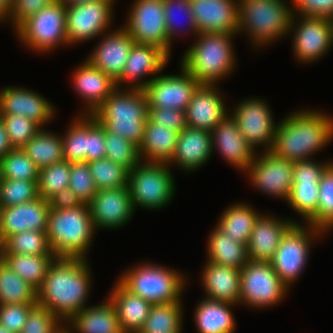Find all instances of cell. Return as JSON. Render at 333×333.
<instances>
[{"mask_svg": "<svg viewBox=\"0 0 333 333\" xmlns=\"http://www.w3.org/2000/svg\"><path fill=\"white\" fill-rule=\"evenodd\" d=\"M21 149L39 169L64 160L62 136L45 129L39 130Z\"/></svg>", "mask_w": 333, "mask_h": 333, "instance_id": "74e56055", "label": "cell"}, {"mask_svg": "<svg viewBox=\"0 0 333 333\" xmlns=\"http://www.w3.org/2000/svg\"><path fill=\"white\" fill-rule=\"evenodd\" d=\"M217 89L215 85L198 86L185 111L188 127L211 132L228 115Z\"/></svg>", "mask_w": 333, "mask_h": 333, "instance_id": "484cf974", "label": "cell"}, {"mask_svg": "<svg viewBox=\"0 0 333 333\" xmlns=\"http://www.w3.org/2000/svg\"><path fill=\"white\" fill-rule=\"evenodd\" d=\"M209 262L241 269L249 262L246 244L237 242L217 227L211 232L207 248Z\"/></svg>", "mask_w": 333, "mask_h": 333, "instance_id": "e575fe53", "label": "cell"}, {"mask_svg": "<svg viewBox=\"0 0 333 333\" xmlns=\"http://www.w3.org/2000/svg\"><path fill=\"white\" fill-rule=\"evenodd\" d=\"M234 33H199L197 42L185 52L183 66L200 84L217 85L235 67L231 39Z\"/></svg>", "mask_w": 333, "mask_h": 333, "instance_id": "277c9868", "label": "cell"}, {"mask_svg": "<svg viewBox=\"0 0 333 333\" xmlns=\"http://www.w3.org/2000/svg\"><path fill=\"white\" fill-rule=\"evenodd\" d=\"M95 228L87 204L49 211L47 237L56 258H86Z\"/></svg>", "mask_w": 333, "mask_h": 333, "instance_id": "5b68a950", "label": "cell"}, {"mask_svg": "<svg viewBox=\"0 0 333 333\" xmlns=\"http://www.w3.org/2000/svg\"><path fill=\"white\" fill-rule=\"evenodd\" d=\"M105 154V129L92 115H88L87 163L104 158Z\"/></svg>", "mask_w": 333, "mask_h": 333, "instance_id": "9f6ffc18", "label": "cell"}, {"mask_svg": "<svg viewBox=\"0 0 333 333\" xmlns=\"http://www.w3.org/2000/svg\"><path fill=\"white\" fill-rule=\"evenodd\" d=\"M4 121L10 143L13 148H22L41 127L26 117L11 114H0Z\"/></svg>", "mask_w": 333, "mask_h": 333, "instance_id": "681fc988", "label": "cell"}, {"mask_svg": "<svg viewBox=\"0 0 333 333\" xmlns=\"http://www.w3.org/2000/svg\"><path fill=\"white\" fill-rule=\"evenodd\" d=\"M231 116L235 119L238 129L254 149L263 145L270 151L273 146L276 125L273 116L264 100L248 99L239 103ZM266 145V146H265Z\"/></svg>", "mask_w": 333, "mask_h": 333, "instance_id": "e0dca14e", "label": "cell"}, {"mask_svg": "<svg viewBox=\"0 0 333 333\" xmlns=\"http://www.w3.org/2000/svg\"><path fill=\"white\" fill-rule=\"evenodd\" d=\"M95 230L97 228H118L133 216L128 186L97 190L88 204Z\"/></svg>", "mask_w": 333, "mask_h": 333, "instance_id": "d6986e66", "label": "cell"}, {"mask_svg": "<svg viewBox=\"0 0 333 333\" xmlns=\"http://www.w3.org/2000/svg\"><path fill=\"white\" fill-rule=\"evenodd\" d=\"M260 216L255 209L246 204H234L220 216L216 227L235 241L248 244L253 226Z\"/></svg>", "mask_w": 333, "mask_h": 333, "instance_id": "8d00e7d4", "label": "cell"}, {"mask_svg": "<svg viewBox=\"0 0 333 333\" xmlns=\"http://www.w3.org/2000/svg\"><path fill=\"white\" fill-rule=\"evenodd\" d=\"M128 15L124 28L135 43L158 46L170 56L163 0H135Z\"/></svg>", "mask_w": 333, "mask_h": 333, "instance_id": "4fadbf2b", "label": "cell"}, {"mask_svg": "<svg viewBox=\"0 0 333 333\" xmlns=\"http://www.w3.org/2000/svg\"><path fill=\"white\" fill-rule=\"evenodd\" d=\"M51 210L74 208L82 203L77 195L68 187L54 194L48 199Z\"/></svg>", "mask_w": 333, "mask_h": 333, "instance_id": "91938a15", "label": "cell"}, {"mask_svg": "<svg viewBox=\"0 0 333 333\" xmlns=\"http://www.w3.org/2000/svg\"><path fill=\"white\" fill-rule=\"evenodd\" d=\"M0 333H13V332L9 331L8 329L0 325Z\"/></svg>", "mask_w": 333, "mask_h": 333, "instance_id": "e7e4bbea", "label": "cell"}, {"mask_svg": "<svg viewBox=\"0 0 333 333\" xmlns=\"http://www.w3.org/2000/svg\"><path fill=\"white\" fill-rule=\"evenodd\" d=\"M239 303L265 308L283 300L288 287L274 271L271 262L249 260L241 269Z\"/></svg>", "mask_w": 333, "mask_h": 333, "instance_id": "30bf717a", "label": "cell"}, {"mask_svg": "<svg viewBox=\"0 0 333 333\" xmlns=\"http://www.w3.org/2000/svg\"><path fill=\"white\" fill-rule=\"evenodd\" d=\"M179 75H158L151 78L144 92L149 108H172L186 111L200 83L181 66Z\"/></svg>", "mask_w": 333, "mask_h": 333, "instance_id": "ac0fdd59", "label": "cell"}, {"mask_svg": "<svg viewBox=\"0 0 333 333\" xmlns=\"http://www.w3.org/2000/svg\"><path fill=\"white\" fill-rule=\"evenodd\" d=\"M324 232L309 224L305 228L302 224L295 223L283 236L270 262L274 271L288 288L305 268L311 240L314 239V236H319Z\"/></svg>", "mask_w": 333, "mask_h": 333, "instance_id": "8fae6325", "label": "cell"}, {"mask_svg": "<svg viewBox=\"0 0 333 333\" xmlns=\"http://www.w3.org/2000/svg\"><path fill=\"white\" fill-rule=\"evenodd\" d=\"M69 188L77 195L81 203L88 205L93 200L97 188L87 162L71 163Z\"/></svg>", "mask_w": 333, "mask_h": 333, "instance_id": "816d5d0a", "label": "cell"}, {"mask_svg": "<svg viewBox=\"0 0 333 333\" xmlns=\"http://www.w3.org/2000/svg\"><path fill=\"white\" fill-rule=\"evenodd\" d=\"M97 190L127 186L128 171L106 157L88 162Z\"/></svg>", "mask_w": 333, "mask_h": 333, "instance_id": "7bdbcfd3", "label": "cell"}, {"mask_svg": "<svg viewBox=\"0 0 333 333\" xmlns=\"http://www.w3.org/2000/svg\"><path fill=\"white\" fill-rule=\"evenodd\" d=\"M134 43L129 32L122 26L105 35L87 60L117 82Z\"/></svg>", "mask_w": 333, "mask_h": 333, "instance_id": "603a6c76", "label": "cell"}, {"mask_svg": "<svg viewBox=\"0 0 333 333\" xmlns=\"http://www.w3.org/2000/svg\"><path fill=\"white\" fill-rule=\"evenodd\" d=\"M294 12L301 16L333 19V0H291ZM294 3V4H293ZM296 7V8H295Z\"/></svg>", "mask_w": 333, "mask_h": 333, "instance_id": "680465c9", "label": "cell"}, {"mask_svg": "<svg viewBox=\"0 0 333 333\" xmlns=\"http://www.w3.org/2000/svg\"><path fill=\"white\" fill-rule=\"evenodd\" d=\"M13 0H0V20L7 19L10 15Z\"/></svg>", "mask_w": 333, "mask_h": 333, "instance_id": "6125c7cd", "label": "cell"}, {"mask_svg": "<svg viewBox=\"0 0 333 333\" xmlns=\"http://www.w3.org/2000/svg\"><path fill=\"white\" fill-rule=\"evenodd\" d=\"M317 228L325 233L333 228V161L325 169L319 182Z\"/></svg>", "mask_w": 333, "mask_h": 333, "instance_id": "c3c4849f", "label": "cell"}, {"mask_svg": "<svg viewBox=\"0 0 333 333\" xmlns=\"http://www.w3.org/2000/svg\"><path fill=\"white\" fill-rule=\"evenodd\" d=\"M50 207L41 197L23 204L0 207V244L23 231H47Z\"/></svg>", "mask_w": 333, "mask_h": 333, "instance_id": "ffe728a7", "label": "cell"}, {"mask_svg": "<svg viewBox=\"0 0 333 333\" xmlns=\"http://www.w3.org/2000/svg\"><path fill=\"white\" fill-rule=\"evenodd\" d=\"M295 223L260 214L247 244L249 260L270 262L283 236Z\"/></svg>", "mask_w": 333, "mask_h": 333, "instance_id": "4316f807", "label": "cell"}, {"mask_svg": "<svg viewBox=\"0 0 333 333\" xmlns=\"http://www.w3.org/2000/svg\"><path fill=\"white\" fill-rule=\"evenodd\" d=\"M148 119L157 125H162L181 132L187 127L186 113L180 109L148 108Z\"/></svg>", "mask_w": 333, "mask_h": 333, "instance_id": "11a10c76", "label": "cell"}, {"mask_svg": "<svg viewBox=\"0 0 333 333\" xmlns=\"http://www.w3.org/2000/svg\"><path fill=\"white\" fill-rule=\"evenodd\" d=\"M163 10H164L167 35L170 44L174 35L175 34L181 35L182 31L181 28H178L179 27L178 23H176V19L178 18L177 14L184 15V17L186 18L185 20H187L186 22L188 24L187 30L194 31L195 32L194 35L199 34L195 24L194 15L191 11V5L189 0H163ZM177 28L181 30L179 31Z\"/></svg>", "mask_w": 333, "mask_h": 333, "instance_id": "f907efd6", "label": "cell"}, {"mask_svg": "<svg viewBox=\"0 0 333 333\" xmlns=\"http://www.w3.org/2000/svg\"><path fill=\"white\" fill-rule=\"evenodd\" d=\"M253 185L268 195L287 201L293 184V162L263 151L254 157L247 169Z\"/></svg>", "mask_w": 333, "mask_h": 333, "instance_id": "9a60e30c", "label": "cell"}, {"mask_svg": "<svg viewBox=\"0 0 333 333\" xmlns=\"http://www.w3.org/2000/svg\"><path fill=\"white\" fill-rule=\"evenodd\" d=\"M70 165L67 161L40 169L38 179V194L44 200H48L62 189L69 187Z\"/></svg>", "mask_w": 333, "mask_h": 333, "instance_id": "bcb514c9", "label": "cell"}, {"mask_svg": "<svg viewBox=\"0 0 333 333\" xmlns=\"http://www.w3.org/2000/svg\"><path fill=\"white\" fill-rule=\"evenodd\" d=\"M290 8L283 0H238V33L245 30L253 46L263 47L291 32Z\"/></svg>", "mask_w": 333, "mask_h": 333, "instance_id": "8992f818", "label": "cell"}, {"mask_svg": "<svg viewBox=\"0 0 333 333\" xmlns=\"http://www.w3.org/2000/svg\"><path fill=\"white\" fill-rule=\"evenodd\" d=\"M313 160L293 162V184L286 202L304 217L306 223L317 228L319 182L332 162L322 164Z\"/></svg>", "mask_w": 333, "mask_h": 333, "instance_id": "7c38bea8", "label": "cell"}, {"mask_svg": "<svg viewBox=\"0 0 333 333\" xmlns=\"http://www.w3.org/2000/svg\"><path fill=\"white\" fill-rule=\"evenodd\" d=\"M168 163L140 162L128 172L127 186L131 202L146 209H157L167 206L175 190L174 177Z\"/></svg>", "mask_w": 333, "mask_h": 333, "instance_id": "ba28073f", "label": "cell"}, {"mask_svg": "<svg viewBox=\"0 0 333 333\" xmlns=\"http://www.w3.org/2000/svg\"><path fill=\"white\" fill-rule=\"evenodd\" d=\"M233 304L204 298L195 309L199 333H234L235 320L229 309Z\"/></svg>", "mask_w": 333, "mask_h": 333, "instance_id": "836d02e7", "label": "cell"}, {"mask_svg": "<svg viewBox=\"0 0 333 333\" xmlns=\"http://www.w3.org/2000/svg\"><path fill=\"white\" fill-rule=\"evenodd\" d=\"M54 110L49 101L33 91L7 86L0 92V114L26 117L41 128L54 118Z\"/></svg>", "mask_w": 333, "mask_h": 333, "instance_id": "d4e9b609", "label": "cell"}, {"mask_svg": "<svg viewBox=\"0 0 333 333\" xmlns=\"http://www.w3.org/2000/svg\"><path fill=\"white\" fill-rule=\"evenodd\" d=\"M0 304H37V290L0 259Z\"/></svg>", "mask_w": 333, "mask_h": 333, "instance_id": "f35d334b", "label": "cell"}, {"mask_svg": "<svg viewBox=\"0 0 333 333\" xmlns=\"http://www.w3.org/2000/svg\"><path fill=\"white\" fill-rule=\"evenodd\" d=\"M294 15L290 24V30L294 29L293 33H295L293 36L294 55L302 62H313L325 55L333 46L332 19L301 16L302 20L295 27Z\"/></svg>", "mask_w": 333, "mask_h": 333, "instance_id": "2e32d148", "label": "cell"}, {"mask_svg": "<svg viewBox=\"0 0 333 333\" xmlns=\"http://www.w3.org/2000/svg\"><path fill=\"white\" fill-rule=\"evenodd\" d=\"M118 281L151 304L181 302L185 279L181 273L157 264H143L122 273Z\"/></svg>", "mask_w": 333, "mask_h": 333, "instance_id": "52a82bcc", "label": "cell"}, {"mask_svg": "<svg viewBox=\"0 0 333 333\" xmlns=\"http://www.w3.org/2000/svg\"><path fill=\"white\" fill-rule=\"evenodd\" d=\"M47 307L36 304L20 333H65V326Z\"/></svg>", "mask_w": 333, "mask_h": 333, "instance_id": "f5cc1de1", "label": "cell"}, {"mask_svg": "<svg viewBox=\"0 0 333 333\" xmlns=\"http://www.w3.org/2000/svg\"><path fill=\"white\" fill-rule=\"evenodd\" d=\"M90 278L86 259L55 258L48 267L42 286L37 290V304L47 307L66 324L86 307Z\"/></svg>", "mask_w": 333, "mask_h": 333, "instance_id": "6da1fadb", "label": "cell"}, {"mask_svg": "<svg viewBox=\"0 0 333 333\" xmlns=\"http://www.w3.org/2000/svg\"><path fill=\"white\" fill-rule=\"evenodd\" d=\"M182 310L180 302L152 304L139 333H181Z\"/></svg>", "mask_w": 333, "mask_h": 333, "instance_id": "ab89813d", "label": "cell"}, {"mask_svg": "<svg viewBox=\"0 0 333 333\" xmlns=\"http://www.w3.org/2000/svg\"><path fill=\"white\" fill-rule=\"evenodd\" d=\"M59 1L62 2L66 7H69L76 4H81L83 2L95 1V0H59Z\"/></svg>", "mask_w": 333, "mask_h": 333, "instance_id": "be15d7a7", "label": "cell"}, {"mask_svg": "<svg viewBox=\"0 0 333 333\" xmlns=\"http://www.w3.org/2000/svg\"><path fill=\"white\" fill-rule=\"evenodd\" d=\"M110 292L108 299L115 306L123 332L139 333L152 304L127 290L119 281Z\"/></svg>", "mask_w": 333, "mask_h": 333, "instance_id": "4dcf8cb0", "label": "cell"}, {"mask_svg": "<svg viewBox=\"0 0 333 333\" xmlns=\"http://www.w3.org/2000/svg\"><path fill=\"white\" fill-rule=\"evenodd\" d=\"M14 149L10 143L4 121L0 117V159Z\"/></svg>", "mask_w": 333, "mask_h": 333, "instance_id": "94428289", "label": "cell"}, {"mask_svg": "<svg viewBox=\"0 0 333 333\" xmlns=\"http://www.w3.org/2000/svg\"><path fill=\"white\" fill-rule=\"evenodd\" d=\"M2 175L10 180H38L40 169L21 148H14L2 159Z\"/></svg>", "mask_w": 333, "mask_h": 333, "instance_id": "f6af8a7d", "label": "cell"}, {"mask_svg": "<svg viewBox=\"0 0 333 333\" xmlns=\"http://www.w3.org/2000/svg\"><path fill=\"white\" fill-rule=\"evenodd\" d=\"M105 157L130 172L142 160L139 147L133 142L105 130Z\"/></svg>", "mask_w": 333, "mask_h": 333, "instance_id": "ee69618b", "label": "cell"}, {"mask_svg": "<svg viewBox=\"0 0 333 333\" xmlns=\"http://www.w3.org/2000/svg\"><path fill=\"white\" fill-rule=\"evenodd\" d=\"M333 119L317 111H298L276 125L271 152L295 162L309 160L333 138Z\"/></svg>", "mask_w": 333, "mask_h": 333, "instance_id": "7a4b0ae2", "label": "cell"}, {"mask_svg": "<svg viewBox=\"0 0 333 333\" xmlns=\"http://www.w3.org/2000/svg\"><path fill=\"white\" fill-rule=\"evenodd\" d=\"M21 42L36 52H48L69 44L66 32V6L59 0L23 21L16 29Z\"/></svg>", "mask_w": 333, "mask_h": 333, "instance_id": "9c48e42d", "label": "cell"}, {"mask_svg": "<svg viewBox=\"0 0 333 333\" xmlns=\"http://www.w3.org/2000/svg\"><path fill=\"white\" fill-rule=\"evenodd\" d=\"M36 304H0V325L13 333H20L30 310Z\"/></svg>", "mask_w": 333, "mask_h": 333, "instance_id": "db71d44e", "label": "cell"}, {"mask_svg": "<svg viewBox=\"0 0 333 333\" xmlns=\"http://www.w3.org/2000/svg\"><path fill=\"white\" fill-rule=\"evenodd\" d=\"M3 179V175H2V164H1V159H0V185Z\"/></svg>", "mask_w": 333, "mask_h": 333, "instance_id": "03108f58", "label": "cell"}, {"mask_svg": "<svg viewBox=\"0 0 333 333\" xmlns=\"http://www.w3.org/2000/svg\"><path fill=\"white\" fill-rule=\"evenodd\" d=\"M212 151L211 132L187 126L179 132L175 153L168 165L175 162L182 170L193 171L208 161Z\"/></svg>", "mask_w": 333, "mask_h": 333, "instance_id": "f1b7e54d", "label": "cell"}, {"mask_svg": "<svg viewBox=\"0 0 333 333\" xmlns=\"http://www.w3.org/2000/svg\"><path fill=\"white\" fill-rule=\"evenodd\" d=\"M114 0H95L66 7V32L69 44L102 35L112 20Z\"/></svg>", "mask_w": 333, "mask_h": 333, "instance_id": "5bb4252c", "label": "cell"}, {"mask_svg": "<svg viewBox=\"0 0 333 333\" xmlns=\"http://www.w3.org/2000/svg\"><path fill=\"white\" fill-rule=\"evenodd\" d=\"M82 114L73 121L67 134L62 136L64 161L69 163L87 162L88 115Z\"/></svg>", "mask_w": 333, "mask_h": 333, "instance_id": "b9f144b4", "label": "cell"}, {"mask_svg": "<svg viewBox=\"0 0 333 333\" xmlns=\"http://www.w3.org/2000/svg\"><path fill=\"white\" fill-rule=\"evenodd\" d=\"M55 255L0 254V259L19 277L38 290Z\"/></svg>", "mask_w": 333, "mask_h": 333, "instance_id": "d590c367", "label": "cell"}, {"mask_svg": "<svg viewBox=\"0 0 333 333\" xmlns=\"http://www.w3.org/2000/svg\"><path fill=\"white\" fill-rule=\"evenodd\" d=\"M72 76L75 90L85 100L87 115H92L117 88L114 80L87 59L75 69Z\"/></svg>", "mask_w": 333, "mask_h": 333, "instance_id": "83f0119b", "label": "cell"}, {"mask_svg": "<svg viewBox=\"0 0 333 333\" xmlns=\"http://www.w3.org/2000/svg\"><path fill=\"white\" fill-rule=\"evenodd\" d=\"M179 132L162 125L152 123L149 119L145 123L144 138L139 146V154L144 162L168 163L176 149Z\"/></svg>", "mask_w": 333, "mask_h": 333, "instance_id": "d6a6232c", "label": "cell"}, {"mask_svg": "<svg viewBox=\"0 0 333 333\" xmlns=\"http://www.w3.org/2000/svg\"><path fill=\"white\" fill-rule=\"evenodd\" d=\"M211 135L212 150L217 148L228 163L247 171L256 153L241 134L235 119L227 115L214 127Z\"/></svg>", "mask_w": 333, "mask_h": 333, "instance_id": "cb8c5ba5", "label": "cell"}, {"mask_svg": "<svg viewBox=\"0 0 333 333\" xmlns=\"http://www.w3.org/2000/svg\"><path fill=\"white\" fill-rule=\"evenodd\" d=\"M199 33H238V0H189Z\"/></svg>", "mask_w": 333, "mask_h": 333, "instance_id": "44dd1931", "label": "cell"}, {"mask_svg": "<svg viewBox=\"0 0 333 333\" xmlns=\"http://www.w3.org/2000/svg\"><path fill=\"white\" fill-rule=\"evenodd\" d=\"M148 99L144 90L116 88L93 112L92 116L113 134H117L138 147L144 138L148 120Z\"/></svg>", "mask_w": 333, "mask_h": 333, "instance_id": "3957f363", "label": "cell"}, {"mask_svg": "<svg viewBox=\"0 0 333 333\" xmlns=\"http://www.w3.org/2000/svg\"><path fill=\"white\" fill-rule=\"evenodd\" d=\"M0 254L54 255L47 231H23L8 236L0 244Z\"/></svg>", "mask_w": 333, "mask_h": 333, "instance_id": "60d3db41", "label": "cell"}, {"mask_svg": "<svg viewBox=\"0 0 333 333\" xmlns=\"http://www.w3.org/2000/svg\"><path fill=\"white\" fill-rule=\"evenodd\" d=\"M169 57L170 56L158 46L134 43L125 63L121 78L116 82V87L120 88V83H126L128 81L131 84L134 83L133 86L131 85L130 89L144 90L151 79L143 81L142 77L149 74L156 75L158 72L160 73L168 63Z\"/></svg>", "mask_w": 333, "mask_h": 333, "instance_id": "7402d4cb", "label": "cell"}, {"mask_svg": "<svg viewBox=\"0 0 333 333\" xmlns=\"http://www.w3.org/2000/svg\"><path fill=\"white\" fill-rule=\"evenodd\" d=\"M38 197V180L2 179L0 185V207L23 204Z\"/></svg>", "mask_w": 333, "mask_h": 333, "instance_id": "7dc6e473", "label": "cell"}, {"mask_svg": "<svg viewBox=\"0 0 333 333\" xmlns=\"http://www.w3.org/2000/svg\"><path fill=\"white\" fill-rule=\"evenodd\" d=\"M58 0H13L8 20L12 21L16 29L23 21L36 14L43 7L53 4Z\"/></svg>", "mask_w": 333, "mask_h": 333, "instance_id": "6f0895ef", "label": "cell"}, {"mask_svg": "<svg viewBox=\"0 0 333 333\" xmlns=\"http://www.w3.org/2000/svg\"><path fill=\"white\" fill-rule=\"evenodd\" d=\"M202 285L206 298L233 305L239 303L241 273L239 269L206 262Z\"/></svg>", "mask_w": 333, "mask_h": 333, "instance_id": "f546056e", "label": "cell"}, {"mask_svg": "<svg viewBox=\"0 0 333 333\" xmlns=\"http://www.w3.org/2000/svg\"><path fill=\"white\" fill-rule=\"evenodd\" d=\"M69 321L65 324V333H72L73 329L78 333H124L115 306L109 299L97 306L85 307Z\"/></svg>", "mask_w": 333, "mask_h": 333, "instance_id": "1f68e13d", "label": "cell"}]
</instances>
